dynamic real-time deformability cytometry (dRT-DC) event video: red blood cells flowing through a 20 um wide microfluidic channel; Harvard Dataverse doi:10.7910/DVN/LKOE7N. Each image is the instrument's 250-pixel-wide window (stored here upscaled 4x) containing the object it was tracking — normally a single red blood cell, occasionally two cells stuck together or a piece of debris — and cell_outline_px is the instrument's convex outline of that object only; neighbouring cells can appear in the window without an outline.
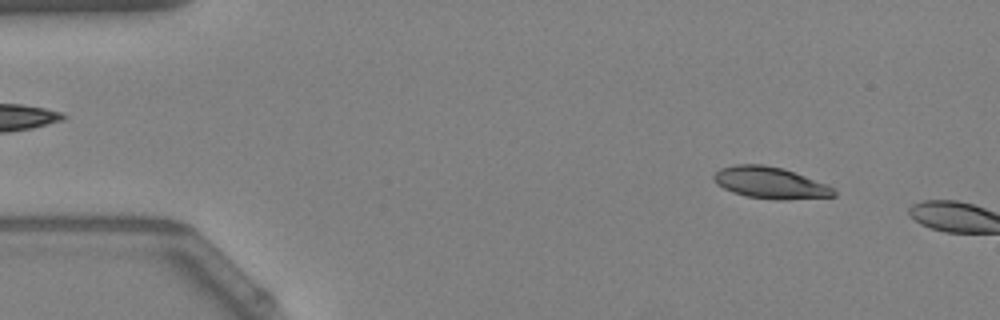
{"species": "Egyptian fruit bat (a non-hibernating species)", "species_latin": "Rousettus aegyptiacus", "temperature_condition": "warm", "stored_images_in_passage": 4, "camera_frame_rate_fps": 3000, "um_per_image_px": 0.085, "animal": {"sex": "female"}, "frame": {"image": 1, "passage_image": 1, "time_ms": 0.0, "image_size_px": [1000, 320], "cell_outline_px": [[836, 196], [784, 200], [780, 200], [744, 196], [732, 192], [716, 184], [712, 176], [720, 168], [736, 164], [760, 164], [780, 168], [804, 176], [824, 184], [832, 188], [836, 192]], "centroid_in_image_um": [65.41, 15.55], "position_along_channel_um": 19.6, "area_um2": 21.79}}